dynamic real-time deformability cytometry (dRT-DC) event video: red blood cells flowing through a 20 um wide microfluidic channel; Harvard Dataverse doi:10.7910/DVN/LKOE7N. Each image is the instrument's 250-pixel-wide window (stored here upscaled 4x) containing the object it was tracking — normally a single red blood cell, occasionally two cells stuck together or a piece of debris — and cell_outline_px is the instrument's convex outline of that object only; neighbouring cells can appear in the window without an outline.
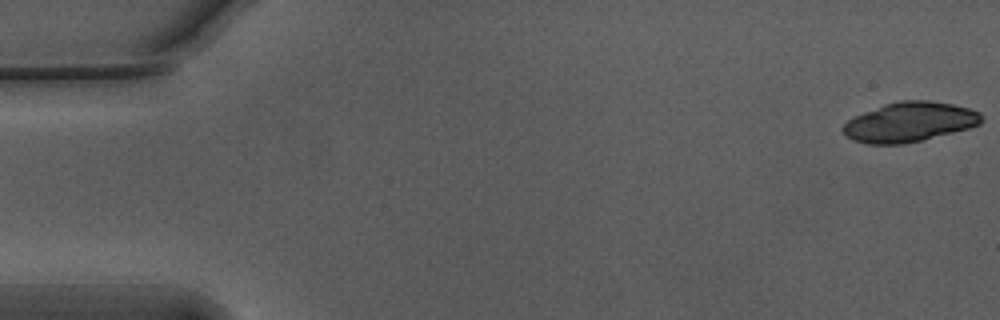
{"species": "Egyptian fruit bat (a non-hibernating species)", "species_latin": "Rousettus aegyptiacus", "temperature_condition": "warm", "stored_images_in_passage": 20, "camera_frame_rate_fps": 3000, "um_per_image_px": 0.085, "animal": {"sex": "male"}, "frame": {"image": 1, "passage_image": 1, "time_ms": 0.0, "image_size_px": [1000, 320], "cell_outline_px": [[984, 120], [980, 124], [968, 128], [924, 140], [900, 144], [868, 144], [852, 140], [840, 128], [848, 120], [864, 112], [884, 104], [900, 100], [928, 100], [952, 104], [968, 108], [980, 112], [984, 116]], "centroid_in_image_um": [77.33, 10.37], "position_along_channel_um": 7.7, "area_um2": 32.02}}